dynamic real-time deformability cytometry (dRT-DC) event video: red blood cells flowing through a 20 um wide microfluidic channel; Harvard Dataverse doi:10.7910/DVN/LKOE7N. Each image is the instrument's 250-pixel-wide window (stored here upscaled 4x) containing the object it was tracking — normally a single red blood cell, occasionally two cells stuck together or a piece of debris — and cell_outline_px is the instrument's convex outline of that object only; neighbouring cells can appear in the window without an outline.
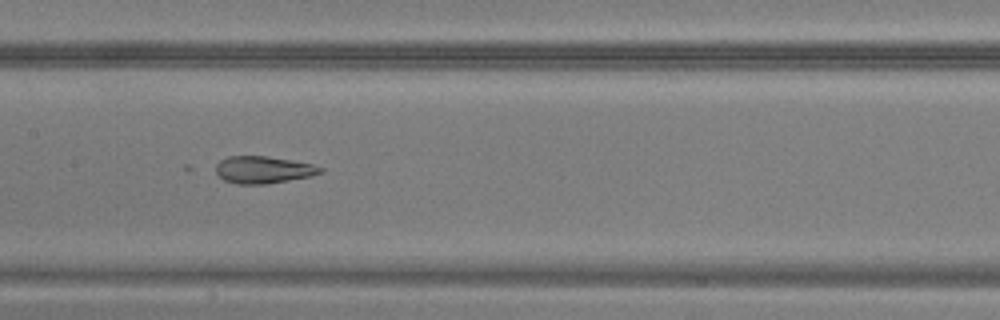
{"species": "common noctule bat (a hibernating species)", "species_latin": "Nyctalus noctula", "temperature_condition": "warm", "stored_images_in_passage": 36, "camera_frame_rate_fps": 3000, "um_per_image_px": 0.085, "animal": {"sex": "male", "body_mass_g": 20.5, "forearm_length_mm": 52.5}, "frame": {"image": 1, "passage_image": 12, "time_ms": 3.667, "image_size_px": [1000, 320], "cell_outline_px": [[324, 172], [312, 176], [268, 184], [236, 184], [224, 180], [216, 172], [216, 164], [220, 160], [228, 156], [268, 156], [312, 164], [324, 168]], "centroid_in_image_um": [22.4, 14.43], "position_along_channel_um": 185.0, "area_um2": 16.65}}
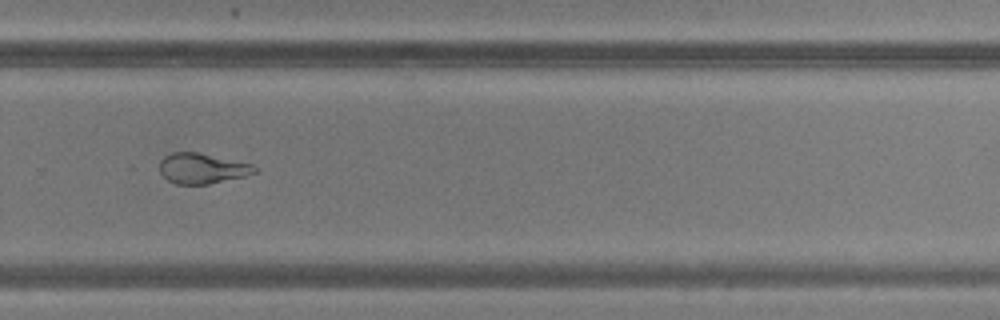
{"frame": {"image": 2, "passage_image": 21, "time_ms": 6.667, "image_size_px": [1000, 320], "cell_outline_px": [[256, 172], [244, 176], [208, 184], [176, 184], [168, 180], [160, 172], [160, 160], [164, 156], [172, 152], [196, 152], [252, 164], [256, 168]], "centroid_in_image_um": [17.15, 14.31], "position_along_channel_um": 312.7, "area_um2": 16.59}}
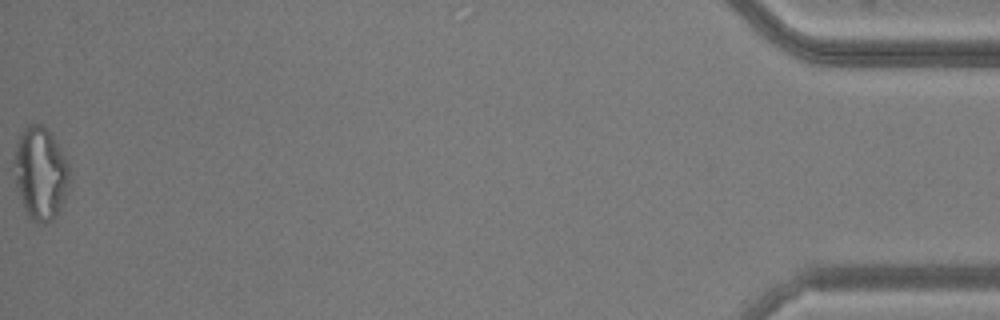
{"frame": {"image": 3, "passage_image": 36, "time_ms": 11.667, "image_size_px": [1000, 320], "cell_outline_px": [[68, 188], [60, 208], [56, 216], [52, 220], [44, 224], [36, 224], [28, 216], [24, 208], [16, 188], [12, 160], [16, 144], [20, 132], [28, 124], [40, 124], [56, 140], [68, 164]], "centroid_in_image_um": [3.39, 14.74], "position_along_channel_um": 431.8, "area_um2": 30.0}}